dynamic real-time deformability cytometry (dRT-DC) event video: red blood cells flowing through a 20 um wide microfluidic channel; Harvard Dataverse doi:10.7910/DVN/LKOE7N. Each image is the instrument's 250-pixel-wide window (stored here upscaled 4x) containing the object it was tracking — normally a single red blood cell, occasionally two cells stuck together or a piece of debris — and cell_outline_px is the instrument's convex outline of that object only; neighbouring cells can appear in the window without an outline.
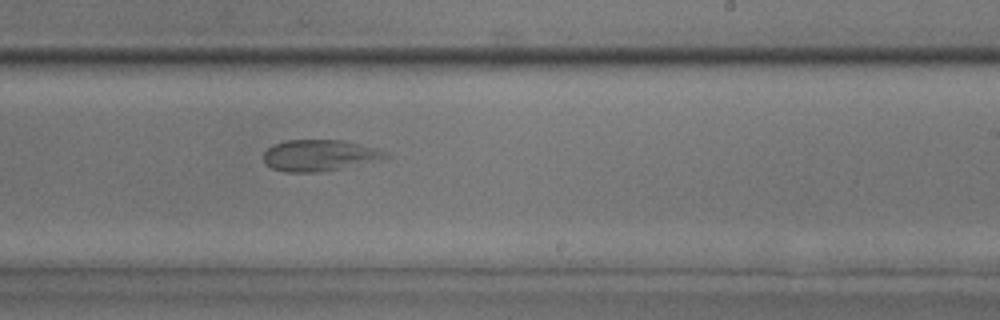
{"species": "common noctule bat (a hibernating species)", "species_latin": "Nyctalus noctula", "temperature_condition": "room temperature", "stored_images_in_passage": 11, "camera_frame_rate_fps": 3000, "um_per_image_px": 0.085, "animal": {"sex": "male", "body_mass_g": 17.9, "forearm_length_mm": 54.2}, "frame": {"image": 1, "passage_image": 11, "time_ms": 12.667, "image_size_px": [1000, 320], "cell_outline_px": [[392, 156], [380, 160], [320, 172], [284, 172], [272, 168], [264, 164], [264, 152], [272, 144], [284, 140], [344, 140], [376, 148], [388, 152]], "centroid_in_image_um": [27.15, 13.2], "position_along_channel_um": 261.9, "area_um2": 22.43}}